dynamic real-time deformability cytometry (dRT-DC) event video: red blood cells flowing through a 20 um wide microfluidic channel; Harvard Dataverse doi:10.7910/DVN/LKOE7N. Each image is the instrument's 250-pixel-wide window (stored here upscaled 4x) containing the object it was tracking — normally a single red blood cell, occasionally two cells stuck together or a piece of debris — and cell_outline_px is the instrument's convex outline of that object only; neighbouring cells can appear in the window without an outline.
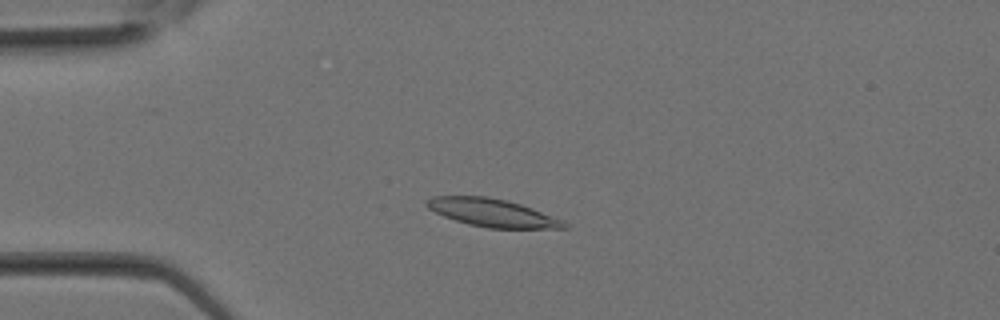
{"species": "Egyptian fruit bat (a non-hibernating species)", "species_latin": "Rousettus aegyptiacus", "temperature_condition": "room temperature", "stored_images_in_passage": 28, "camera_frame_rate_fps": 3000, "um_per_image_px": 0.085, "animal": {"sex": "female"}, "frame": {"image": 1, "passage_image": 6, "time_ms": 1.667, "image_size_px": [1000, 320], "cell_outline_px": [[568, 228], [488, 228], [468, 224], [444, 216], [428, 208], [424, 204], [432, 196], [488, 196], [520, 204], [532, 208], [564, 220], [568, 224]], "centroid_in_image_um": [41.86, 18.08], "position_along_channel_um": 43.1, "area_um2": 22.2}}
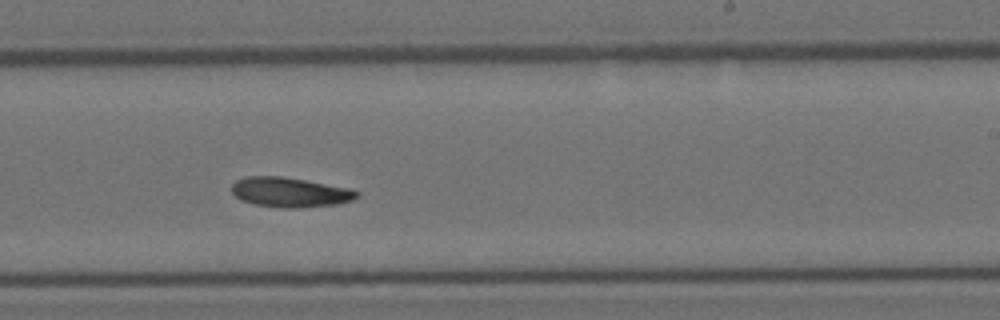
{"frame": {"image": 2, "passage_image": 17, "time_ms": 5.333, "image_size_px": [1000, 320], "cell_outline_px": [[360, 196], [352, 200], [336, 204], [296, 208], [280, 208], [256, 204], [240, 200], [232, 192], [232, 184], [236, 180], [244, 176], [280, 176], [304, 180], [348, 188], [360, 192]], "centroid_in_image_um": [24.62, 16.34], "position_along_channel_um": 264.4, "area_um2": 21.62}}
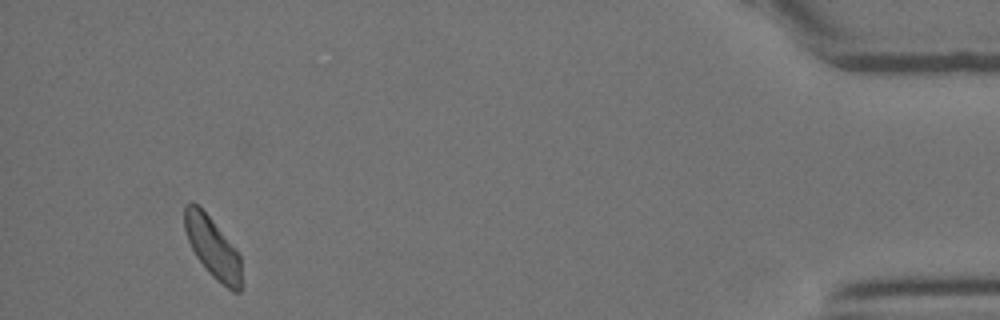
{"frame": {"image": 3, "passage_image": 27, "time_ms": 8.667, "image_size_px": [1000, 320], "cell_outline_px": [[240, 292], [232, 292], [216, 280], [208, 272], [196, 256], [188, 240], [184, 228], [184, 204], [188, 200], [192, 200], [212, 220], [236, 248], [240, 256]], "centroid_in_image_um": [18.05, 21.02], "position_along_channel_um": 417.2, "area_um2": 20.06}}